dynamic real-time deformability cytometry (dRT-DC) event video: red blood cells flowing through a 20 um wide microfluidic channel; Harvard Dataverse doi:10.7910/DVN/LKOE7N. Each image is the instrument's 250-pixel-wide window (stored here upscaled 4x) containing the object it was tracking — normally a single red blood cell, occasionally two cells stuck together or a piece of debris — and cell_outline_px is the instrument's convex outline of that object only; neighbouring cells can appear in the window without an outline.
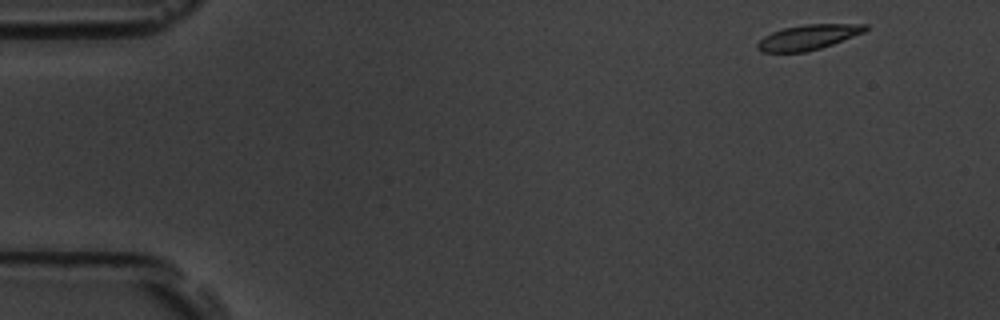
{"species": "common noctule bat (a hibernating species)", "species_latin": "Nyctalus noctula", "temperature_condition": "room temperature", "stored_images_in_passage": 53, "camera_frame_rate_fps": 3000, "um_per_image_px": 0.085, "animal": {"sex": "male", "body_mass_g": 19.5, "forearm_length_mm": 54.6}, "frame": {"image": 1, "passage_image": 1, "time_ms": 0.0, "image_size_px": [1000, 320], "cell_outline_px": [[868, 28], [864, 32], [832, 44], [820, 48], [804, 52], [760, 52], [756, 48], [756, 44], [764, 36], [772, 32], [784, 28], [804, 24], [868, 24]], "centroid_in_image_um": [68.67, 3.16], "position_along_channel_um": 16.3, "area_um2": 15.66}}
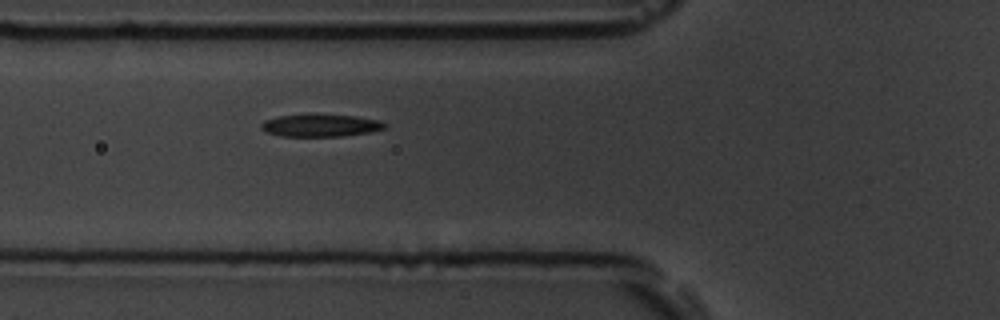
{"frame": {"image": 2, "passage_image": 17, "time_ms": 5.333, "image_size_px": [1000, 320], "cell_outline_px": [[388, 124], [384, 128], [372, 132], [344, 136], [280, 136], [264, 132], [260, 128], [260, 124], [264, 120], [276, 116], [352, 116], [376, 120]], "centroid_in_image_um": [27.19, 10.7], "position_along_channel_um": 98.6, "area_um2": 15.66}}
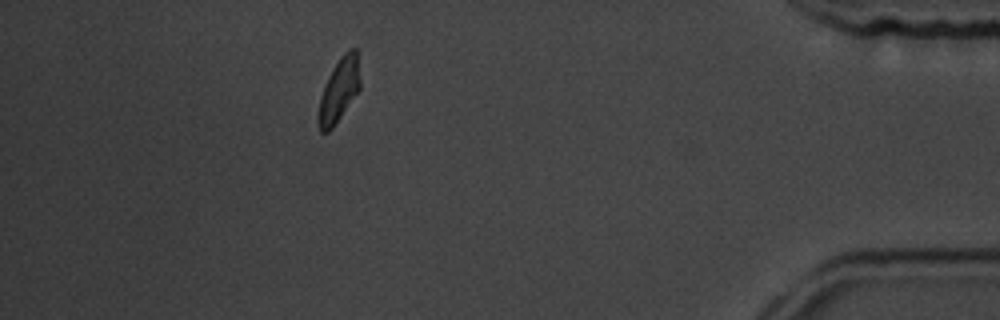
{"frame": {"image": 3, "passage_image": 47, "time_ms": 15.333, "image_size_px": [1000, 320], "cell_outline_px": [[360, 88], [332, 128], [328, 132], [320, 132], [316, 120], [316, 116], [320, 96], [328, 76], [340, 56], [348, 48], [356, 48], [360, 80]], "centroid_in_image_um": [28.78, 7.67], "position_along_channel_um": 406.4, "area_um2": 15.49}, "authors_computed_cell_mechanics": {"area_um2": 16.2996, "velocity_mm_per_s": 3.5753, "shape_relaxation_time_tau1_ms": 3.6682, "shape_relaxation_time_tau2_ms": 2.591, "deformation_change_tau1": 0.1486, "deformation_change_tau2": 0.0931}}